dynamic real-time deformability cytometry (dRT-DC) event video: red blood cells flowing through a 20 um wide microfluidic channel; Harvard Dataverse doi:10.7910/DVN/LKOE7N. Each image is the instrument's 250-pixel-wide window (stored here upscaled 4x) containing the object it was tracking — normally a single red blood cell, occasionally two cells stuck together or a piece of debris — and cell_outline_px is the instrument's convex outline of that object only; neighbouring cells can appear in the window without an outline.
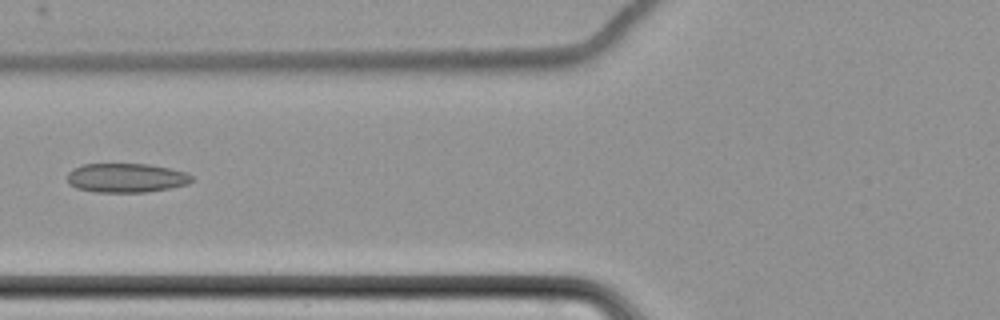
{"species": "common noctule bat (a hibernating species)", "species_latin": "Nyctalus noctula", "temperature_condition": "cold", "stored_images_in_passage": 9, "camera_frame_rate_fps": 3000, "um_per_image_px": 0.085, "animal": {"sex": "female", "body_mass_g": 22.7, "forearm_length_mm": 54.2}, "frame": {"image": 1, "passage_image": 7, "time_ms": 7.333, "image_size_px": [1000, 320], "cell_outline_px": [[196, 180], [188, 184], [172, 188], [148, 192], [96, 192], [76, 188], [68, 184], [68, 172], [72, 168], [84, 164], [148, 164], [188, 172]], "centroid_in_image_um": [10.76, 15.12], "position_along_channel_um": 115.0, "area_um2": 21.44}}
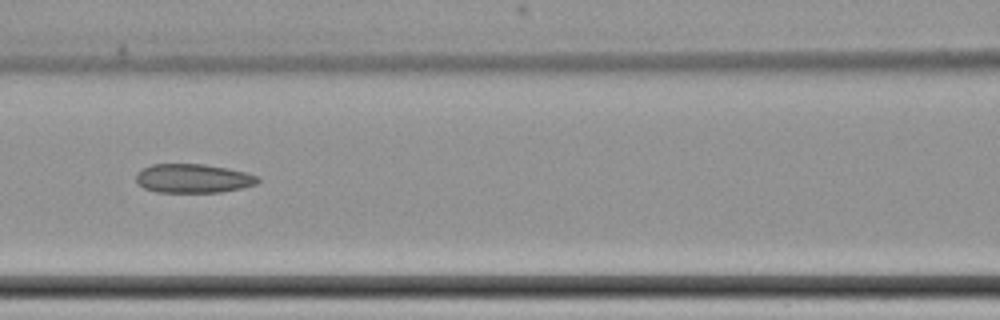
{"frame": {"image": 2, "passage_image": 8, "time_ms": 8.333, "image_size_px": [1000, 320], "cell_outline_px": [[260, 180], [256, 184], [240, 188], [220, 192], [156, 192], [144, 188], [136, 180], [136, 176], [144, 168], [152, 164], [204, 164], [228, 168], [248, 172], [256, 176]], "centroid_in_image_um": [16.44, 15.16], "position_along_channel_um": 150.2, "area_um2": 20.4}}
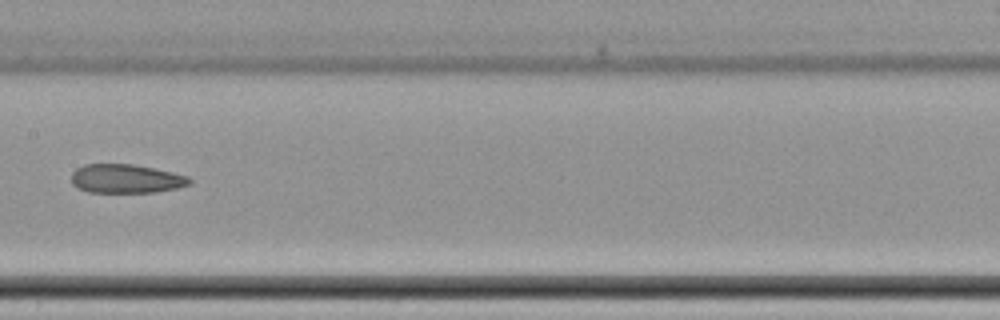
{"frame": {"image": 3, "passage_image": 9, "time_ms": 9.667, "image_size_px": [1000, 320], "cell_outline_px": [[192, 184], [176, 188], [156, 192], [88, 192], [72, 184], [72, 172], [76, 168], [84, 164], [132, 164], [172, 172], [188, 176], [192, 180]], "centroid_in_image_um": [10.72, 15.19], "position_along_channel_um": 196.7, "area_um2": 19.83}}